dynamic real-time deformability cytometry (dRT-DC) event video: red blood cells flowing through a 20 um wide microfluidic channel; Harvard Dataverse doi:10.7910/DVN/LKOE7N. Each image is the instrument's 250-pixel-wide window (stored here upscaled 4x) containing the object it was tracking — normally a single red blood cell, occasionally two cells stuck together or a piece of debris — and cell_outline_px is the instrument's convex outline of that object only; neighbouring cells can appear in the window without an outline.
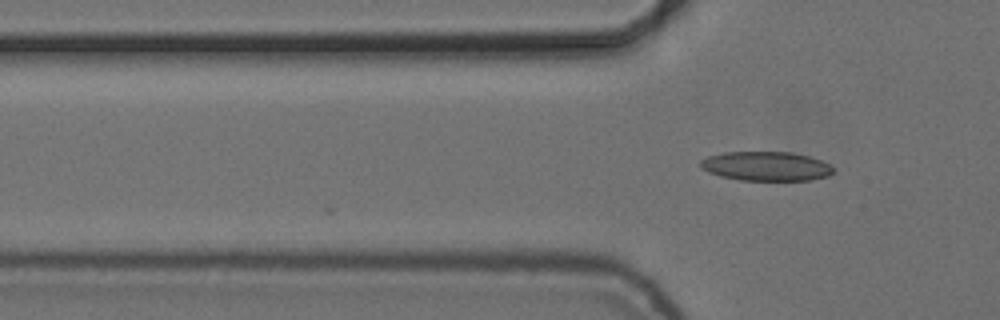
{"species": "common noctule bat (a hibernating species)", "species_latin": "Nyctalus noctula", "temperature_condition": "cold", "stored_images_in_passage": 3, "camera_frame_rate_fps": 3000, "um_per_image_px": 0.085, "animal": {"sex": "female", "body_mass_g": 24.6, "forearm_length_mm": 56.2}, "frame": {"image": 1, "passage_image": 3, "time_ms": 0.667, "image_size_px": [1000, 320], "cell_outline_px": [[832, 172], [828, 176], [808, 180], [740, 180], [720, 176], [708, 172], [700, 168], [700, 160], [708, 156], [724, 152], [792, 152], [808, 156], [820, 160], [828, 164], [832, 168]], "centroid_in_image_um": [65.06, 14.12], "position_along_channel_um": 60.7, "area_um2": 22.54}}